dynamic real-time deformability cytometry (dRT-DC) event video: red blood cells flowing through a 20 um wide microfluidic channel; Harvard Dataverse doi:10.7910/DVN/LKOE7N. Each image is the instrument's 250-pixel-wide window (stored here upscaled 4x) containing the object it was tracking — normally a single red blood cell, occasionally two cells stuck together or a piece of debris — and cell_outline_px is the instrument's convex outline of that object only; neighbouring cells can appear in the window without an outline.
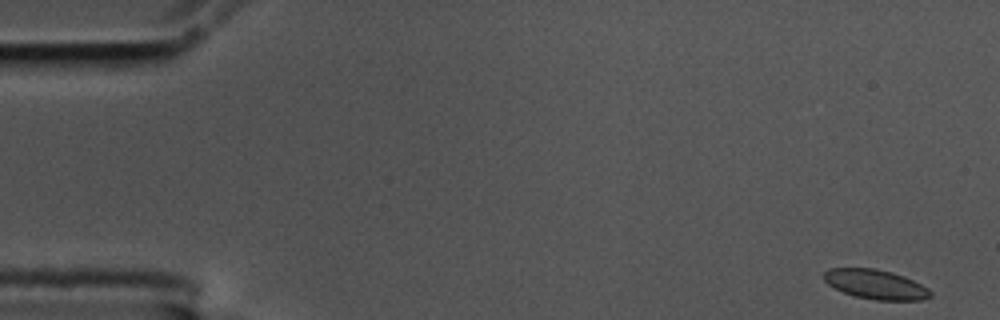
{"species": "common noctule bat (a hibernating species)", "species_latin": "Nyctalus noctula", "temperature_condition": "cold", "stored_images_in_passage": 4, "camera_frame_rate_fps": 3000, "um_per_image_px": 0.085, "animal": {"sex": "male", "body_mass_g": 17.5, "forearm_length_mm": 52.3}, "frame": {"image": 1, "passage_image": 1, "time_ms": 0.0, "image_size_px": [1000, 320], "cell_outline_px": [[932, 296], [920, 300], [876, 300], [856, 296], [844, 292], [828, 284], [824, 280], [824, 272], [828, 268], [876, 268], [892, 272], [904, 276], [928, 288], [932, 292]], "centroid_in_image_um": [74.43, 24.16], "position_along_channel_um": 10.6, "area_um2": 18.21}}
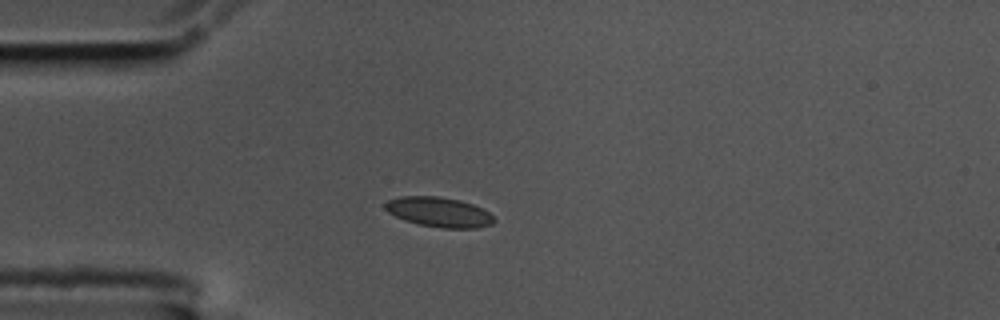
{"frame": {"image": 2, "passage_image": 4, "time_ms": 1.0, "image_size_px": [1000, 320], "cell_outline_px": [[496, 220], [492, 224], [476, 228], [440, 228], [420, 224], [404, 220], [388, 212], [384, 208], [384, 204], [388, 200], [400, 196], [440, 196], [460, 200], [472, 204], [488, 212]], "centroid_in_image_um": [37.3, 18.02], "position_along_channel_um": 47.7, "area_um2": 18.9}}